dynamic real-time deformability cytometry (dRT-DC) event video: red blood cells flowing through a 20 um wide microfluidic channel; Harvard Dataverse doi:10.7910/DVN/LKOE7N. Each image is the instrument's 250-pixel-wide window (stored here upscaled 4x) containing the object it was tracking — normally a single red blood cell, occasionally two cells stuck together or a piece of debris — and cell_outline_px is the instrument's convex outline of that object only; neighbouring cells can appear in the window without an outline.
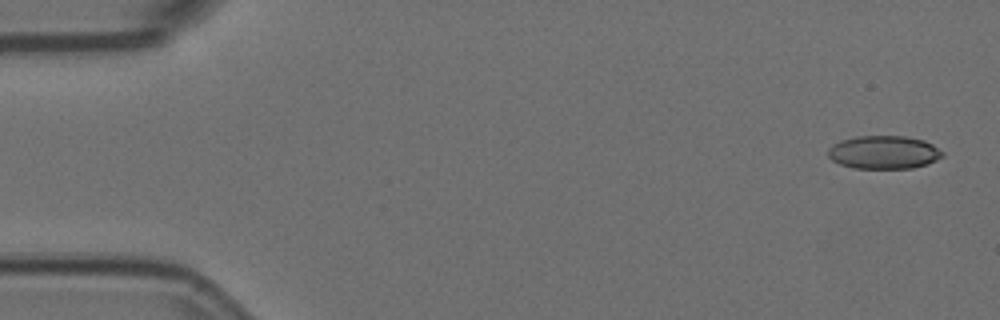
{"species": "Egyptian fruit bat (a non-hibernating species)", "species_latin": "Rousettus aegyptiacus", "temperature_condition": "room temperature", "stored_images_in_passage": 4, "camera_frame_rate_fps": 3000, "um_per_image_px": 0.085, "animal": {"sex": "female"}, "frame": {"image": 1, "passage_image": 1, "time_ms": 0.0, "image_size_px": [1000, 320], "cell_outline_px": [[944, 156], [928, 164], [912, 168], [852, 168], [840, 164], [832, 160], [828, 156], [828, 148], [832, 144], [840, 140], [856, 136], [904, 136], [924, 140], [932, 144], [944, 152]], "centroid_in_image_um": [75.12, 12.94], "position_along_channel_um": 9.9, "area_um2": 22.31}}
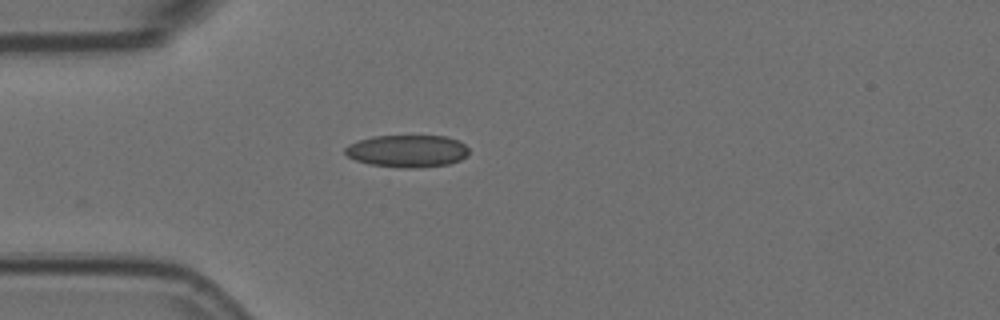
{"frame": {"image": 2, "passage_image": 4, "time_ms": 1.0, "image_size_px": [1000, 320], "cell_outline_px": [[468, 156], [460, 160], [448, 164], [412, 168], [400, 168], [368, 164], [356, 160], [348, 156], [344, 152], [344, 148], [348, 144], [372, 136], [448, 136], [464, 144], [468, 148]], "centroid_in_image_um": [34.61, 12.84], "position_along_channel_um": 50.4, "area_um2": 23.35}}